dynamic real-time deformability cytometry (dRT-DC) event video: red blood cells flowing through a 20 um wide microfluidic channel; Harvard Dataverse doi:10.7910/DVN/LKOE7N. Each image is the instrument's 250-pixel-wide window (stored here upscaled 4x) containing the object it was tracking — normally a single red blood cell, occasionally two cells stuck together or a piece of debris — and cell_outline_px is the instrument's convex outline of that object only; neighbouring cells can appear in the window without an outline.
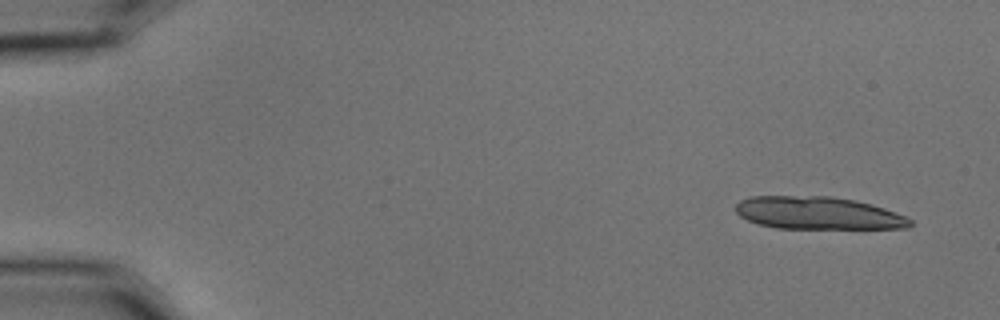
{"species": "common noctule bat (a hibernating species)", "species_latin": "Nyctalus noctula", "temperature_condition": "cold", "stored_images_in_passage": 7, "camera_frame_rate_fps": 3000, "um_per_image_px": 0.085, "animal": {"sex": "male", "body_mass_g": 15.6}, "frame": {"image": 1, "passage_image": 1, "time_ms": 0.0, "image_size_px": [1000, 320], "cell_outline_px": [[912, 224], [908, 228], [776, 228], [760, 224], [748, 220], [740, 216], [736, 212], [736, 204], [740, 200], [752, 196], [832, 196], [856, 200], [872, 204], [884, 208], [904, 216], [912, 220]], "centroid_in_image_um": [69.53, 18.1], "position_along_channel_um": 15.5, "area_um2": 33.06}}
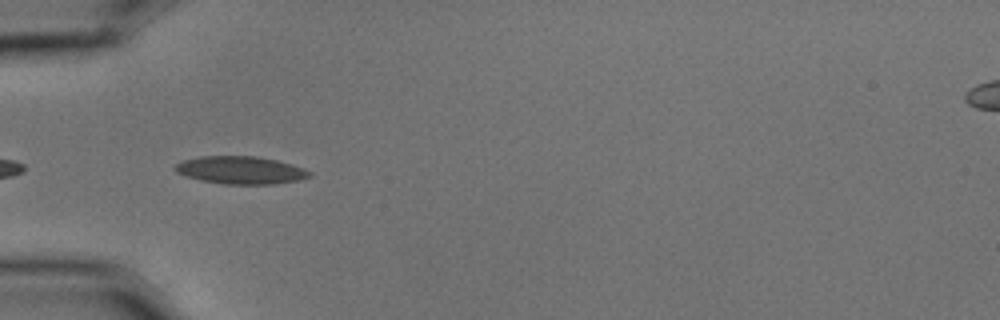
{"frame": {"image": 2, "passage_image": 5, "time_ms": 1.333, "image_size_px": [1000, 320], "cell_outline_px": [[312, 176], [300, 180], [272, 184], [224, 184], [200, 180], [176, 172], [172, 168], [176, 164], [184, 160], [200, 156], [256, 156], [276, 160], [292, 164], [304, 168], [312, 172]], "centroid_in_image_um": [20.48, 14.46], "position_along_channel_um": 64.5, "area_um2": 21.73}}
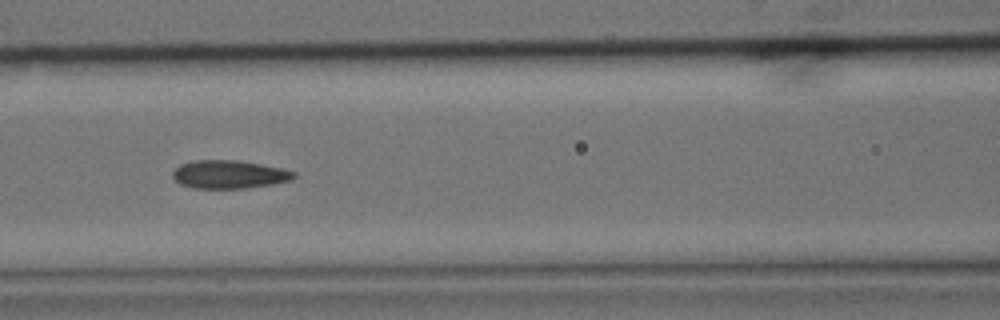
{"frame": {"image": 3, "passage_image": 7, "time_ms": 2.0, "image_size_px": [1000, 320], "cell_outline_px": [[296, 176], [292, 180], [272, 184], [244, 188], [196, 188], [180, 184], [172, 176], [172, 172], [180, 164], [192, 160], [236, 160], [284, 168], [296, 172]], "centroid_in_image_um": [19.49, 14.81], "position_along_channel_um": 147.1, "area_um2": 19.94}}